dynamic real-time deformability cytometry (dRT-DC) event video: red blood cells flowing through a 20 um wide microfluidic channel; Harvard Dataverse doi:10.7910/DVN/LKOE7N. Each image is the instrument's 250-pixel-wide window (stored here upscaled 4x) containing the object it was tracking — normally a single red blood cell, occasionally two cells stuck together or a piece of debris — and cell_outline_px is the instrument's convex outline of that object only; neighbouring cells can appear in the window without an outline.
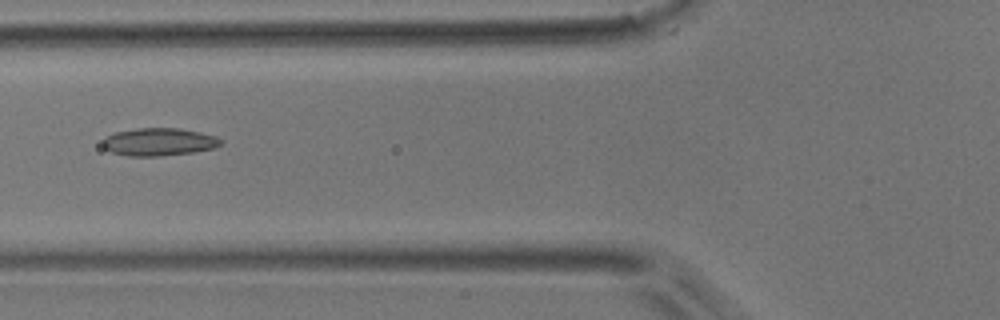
{"species": "common noctule bat (a hibernating species)", "species_latin": "Nyctalus noctula", "temperature_condition": "room temperature", "stored_images_in_passage": 6, "camera_frame_rate_fps": 3000, "um_per_image_px": 0.085, "animal": {"sex": "male", "body_mass_g": 17.9}, "frame": {"image": 1, "passage_image": 6, "time_ms": 5.667, "image_size_px": [1000, 320], "cell_outline_px": [[224, 144], [216, 148], [192, 152], [160, 156], [128, 156], [112, 152], [104, 148], [104, 136], [116, 132], [136, 128], [180, 128], [200, 132], [216, 136], [224, 140]], "centroid_in_image_um": [13.56, 12.06], "position_along_channel_um": 112.2, "area_um2": 19.25}}